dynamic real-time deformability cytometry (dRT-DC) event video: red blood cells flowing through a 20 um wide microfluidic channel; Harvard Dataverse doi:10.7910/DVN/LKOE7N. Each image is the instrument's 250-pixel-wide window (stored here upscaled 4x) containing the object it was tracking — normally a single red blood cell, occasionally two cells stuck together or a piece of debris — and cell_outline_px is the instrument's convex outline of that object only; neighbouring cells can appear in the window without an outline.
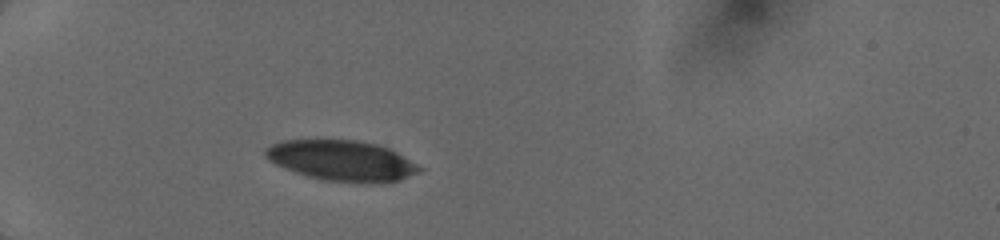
{"species": "human", "species_latin": "Homo sapiens", "temperature_condition": "cold", "stored_images_in_passage": 16, "camera_frame_rate_fps": 3000, "um_per_image_px": 0.085, "donor": {"sex": "female"}, "frame": {"image": 1, "passage_image": 4, "time_ms": 2.667, "image_size_px": [1000, 240], "cell_outline_px": [[424, 168], [420, 172], [400, 180], [384, 184], [364, 184], [320, 180], [284, 168], [268, 160], [264, 156], [264, 148], [280, 140], [356, 140], [376, 144], [388, 148], [396, 152]], "centroid_in_image_um": [29.07, 13.68], "position_along_channel_um": 55.9, "area_um2": 36.88}}
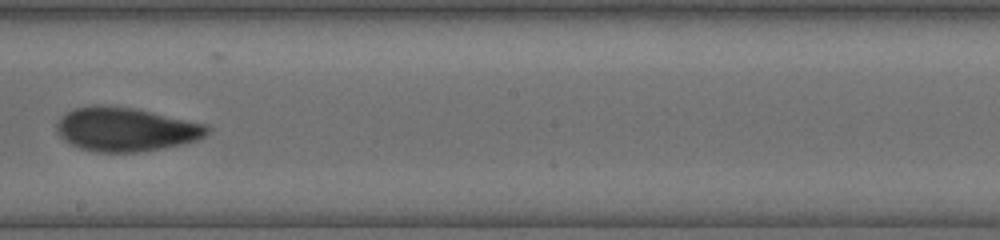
{"frame": {"image": 2, "passage_image": 12, "time_ms": 7.667, "image_size_px": [1000, 240], "cell_outline_px": [[212, 128], [204, 136], [196, 140], [164, 148], [136, 152], [96, 152], [80, 148], [64, 140], [56, 132], [56, 124], [60, 116], [64, 112], [72, 108], [92, 104], [108, 104], [132, 108], [152, 112], [208, 124]], "centroid_in_image_um": [10.65, 10.97], "position_along_channel_um": 237.6, "area_um2": 38.9}}
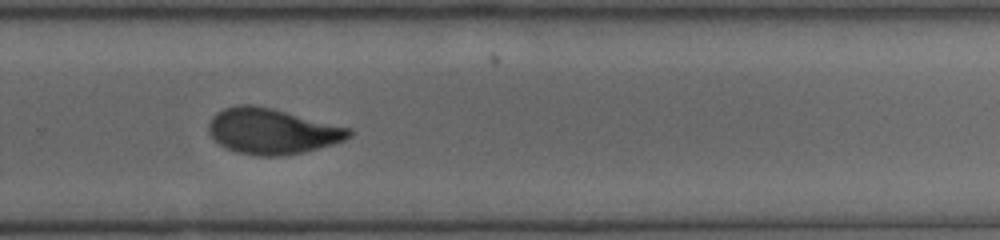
{"frame": {"image": 3, "passage_image": 15, "time_ms": 9.333, "image_size_px": [1000, 240], "cell_outline_px": [[352, 136], [344, 140], [332, 144], [304, 152], [284, 156], [256, 156], [236, 152], [220, 144], [208, 132], [208, 124], [216, 112], [224, 108], [236, 104], [252, 104], [272, 108], [352, 128]], "centroid_in_image_um": [23.13, 11.15], "position_along_channel_um": 306.7, "area_um2": 37.45}}